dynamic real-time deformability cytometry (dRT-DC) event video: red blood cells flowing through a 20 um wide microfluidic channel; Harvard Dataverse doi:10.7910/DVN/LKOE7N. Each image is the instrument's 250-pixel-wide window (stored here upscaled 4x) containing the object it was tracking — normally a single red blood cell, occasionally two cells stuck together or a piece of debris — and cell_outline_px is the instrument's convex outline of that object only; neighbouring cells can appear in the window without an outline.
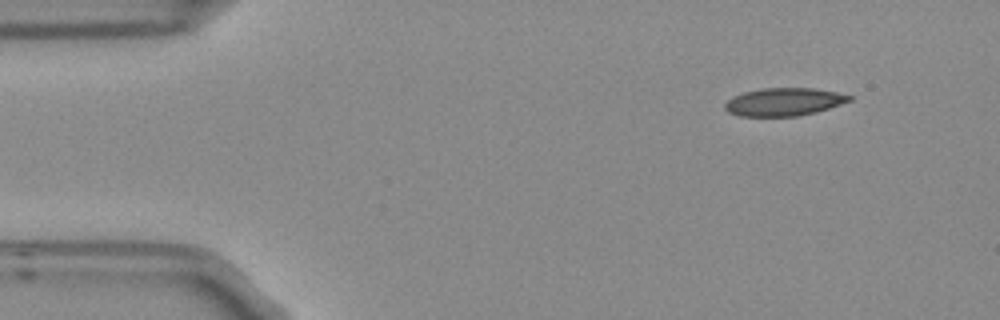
{"species": "Egyptian fruit bat (a non-hibernating species)", "species_latin": "Rousettus aegyptiacus", "temperature_condition": "room temperature", "stored_images_in_passage": 5, "camera_frame_rate_fps": 3000, "um_per_image_px": 0.085, "frame": {"image": 1, "passage_image": 1, "time_ms": 0.0, "image_size_px": [1000, 320], "cell_outline_px": [[852, 100], [816, 112], [796, 116], [740, 116], [728, 112], [724, 108], [724, 104], [732, 96], [744, 92], [760, 88], [816, 88], [836, 92], [852, 96]], "centroid_in_image_um": [66.61, 8.65], "position_along_channel_um": 18.4, "area_um2": 20.23}}
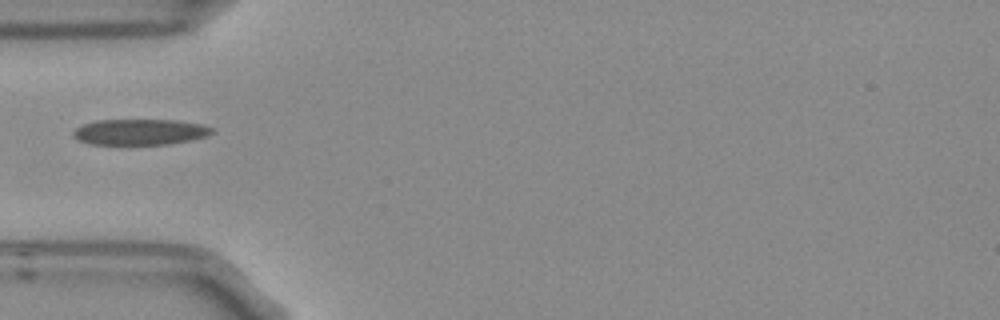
{"frame": {"image": 2, "passage_image": 4, "time_ms": 1.0, "image_size_px": [1000, 320], "cell_outline_px": [[212, 132], [204, 136], [188, 140], [168, 144], [92, 144], [80, 140], [72, 136], [72, 132], [76, 128], [84, 124], [96, 120], [176, 120], [204, 124], [212, 128]], "centroid_in_image_um": [11.87, 11.2], "position_along_channel_um": 73.1, "area_um2": 20.63}}